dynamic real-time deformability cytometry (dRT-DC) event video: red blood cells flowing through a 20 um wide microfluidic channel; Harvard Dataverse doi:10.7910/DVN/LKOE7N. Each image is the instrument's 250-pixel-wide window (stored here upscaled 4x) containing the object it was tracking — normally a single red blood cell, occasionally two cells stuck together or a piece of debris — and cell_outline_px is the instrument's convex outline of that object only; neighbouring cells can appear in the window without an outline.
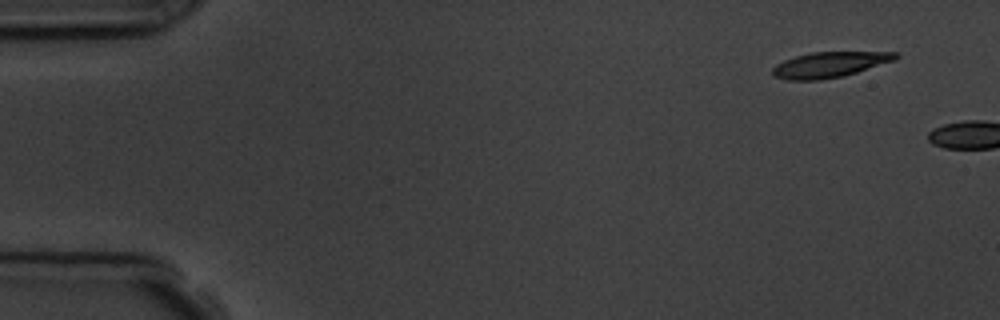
{"species": "common noctule bat (a hibernating species)", "species_latin": "Nyctalus noctula", "temperature_condition": "room temperature", "stored_images_in_passage": 2, "camera_frame_rate_fps": 3000, "um_per_image_px": 0.085, "animal": {"sex": "male", "body_mass_g": 19.5, "forearm_length_mm": 54.6}, "frame": {"image": 1, "passage_image": 1, "time_ms": 0.0, "image_size_px": [1000, 320], "cell_outline_px": [[900, 56], [896, 60], [844, 76], [820, 80], [788, 80], [772, 76], [772, 68], [776, 64], [784, 60], [796, 56], [812, 52], [900, 52]], "centroid_in_image_um": [70.53, 5.5], "position_along_channel_um": 14.5, "area_um2": 18.44}}